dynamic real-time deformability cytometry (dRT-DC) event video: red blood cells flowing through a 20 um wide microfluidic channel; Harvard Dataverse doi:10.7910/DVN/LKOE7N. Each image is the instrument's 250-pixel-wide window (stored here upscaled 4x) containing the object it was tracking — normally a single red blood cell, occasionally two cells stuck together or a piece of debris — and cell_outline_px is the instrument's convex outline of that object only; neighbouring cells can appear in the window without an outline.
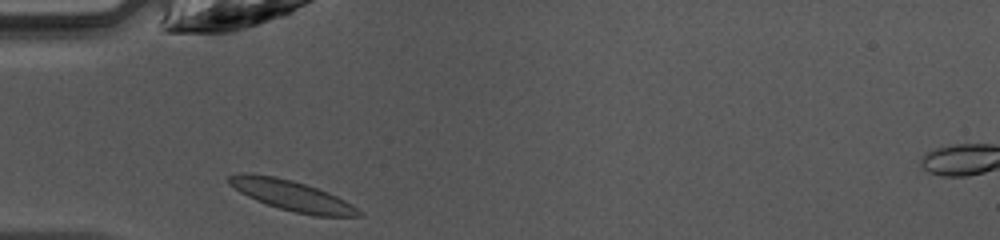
{"species": "common noctule bat (a hibernating species)", "species_latin": "Nyctalus noctula", "temperature_condition": "warm", "stored_images_in_passage": 27, "camera_frame_rate_fps": 3000, "um_per_image_px": 0.085, "animal": {"sex": "female", "body_mass_g": 10.0, "forearm_length_mm": 53.1}, "frame": {"image": 1, "passage_image": 1, "time_ms": 0.0, "image_size_px": [1000, 240], "cell_outline_px": [[360, 216], [312, 216], [280, 208], [256, 200], [240, 192], [228, 184], [228, 176], [240, 172], [248, 172], [276, 176], [292, 180], [328, 192], [352, 204], [360, 212]], "centroid_in_image_um": [24.74, 16.6], "position_along_channel_um": 60.3, "area_um2": 22.72}}
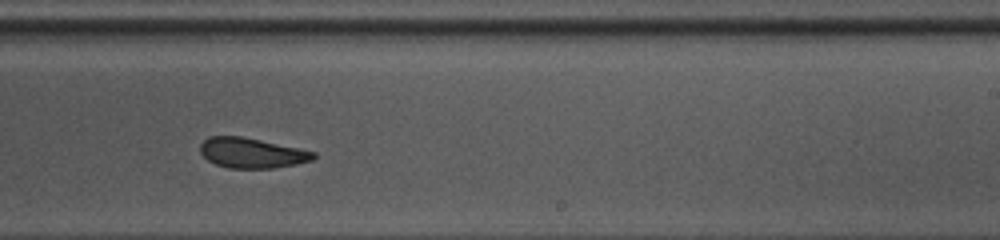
{"frame": {"image": 2, "passage_image": 16, "time_ms": 5.0, "image_size_px": [1000, 240], "cell_outline_px": [[316, 156], [312, 160], [296, 164], [272, 168], [228, 168], [216, 164], [208, 160], [200, 152], [200, 144], [208, 136], [240, 136], [260, 140], [316, 152]], "centroid_in_image_um": [21.38, 13.0], "position_along_channel_um": 267.6, "area_um2": 19.71}}
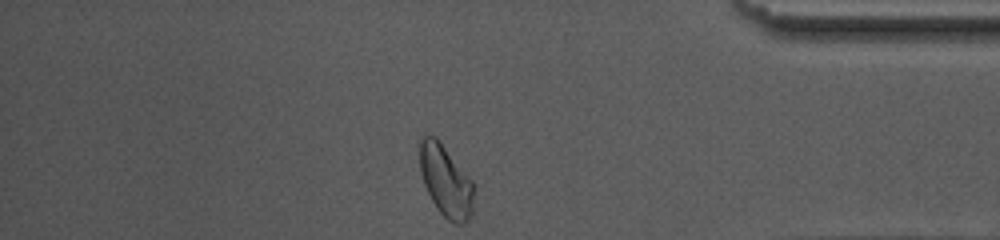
{"frame": {"image": 3, "passage_image": 27, "time_ms": 8.667, "image_size_px": [1000, 240], "cell_outline_px": [[472, 212], [468, 220], [464, 224], [456, 224], [448, 220], [436, 208], [424, 184], [420, 172], [420, 136], [436, 136], [440, 140], [472, 180]], "centroid_in_image_um": [37.87, 15.36], "position_along_channel_um": 397.3, "area_um2": 22.43}, "authors_computed_cell_mechanics": {"area_um2": 20.808, "velocity_mm_per_s": 4.2104, "shape_relaxation_time_tau1_ms": 2.0994, "shape_relaxation_time_tau2_ms": 1.5392, "deformation_change_tau1": 0.1106, "deformation_change_tau2": 0.0878}}